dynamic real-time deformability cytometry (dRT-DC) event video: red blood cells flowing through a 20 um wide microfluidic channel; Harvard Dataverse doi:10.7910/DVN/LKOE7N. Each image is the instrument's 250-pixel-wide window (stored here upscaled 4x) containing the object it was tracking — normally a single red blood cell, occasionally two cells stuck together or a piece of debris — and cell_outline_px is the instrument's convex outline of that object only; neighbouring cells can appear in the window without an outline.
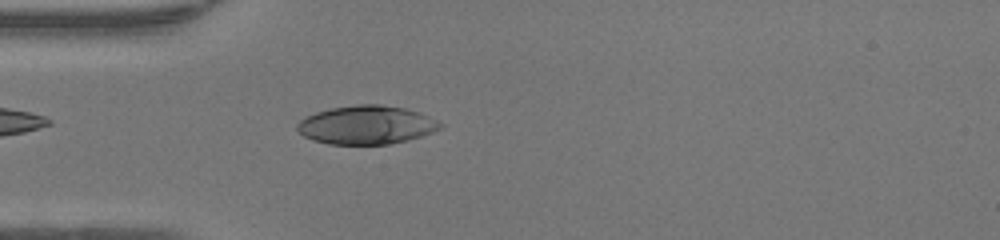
{"species": "human", "species_latin": "Homo sapiens", "temperature_condition": "warm", "stored_images_in_passage": 40, "camera_frame_rate_fps": 3000, "um_per_image_px": 0.085, "donor": {"sex": "female"}, "frame": {"image": 1, "passage_image": 6, "time_ms": 1.667, "image_size_px": [1000, 240], "cell_outline_px": [[444, 124], [440, 128], [432, 132], [408, 140], [388, 144], [328, 144], [312, 140], [304, 136], [296, 128], [296, 124], [300, 120], [316, 112], [332, 108], [356, 104], [380, 104], [404, 108], [420, 112]], "centroid_in_image_um": [31.14, 10.62], "position_along_channel_um": 53.9, "area_um2": 32.08}}
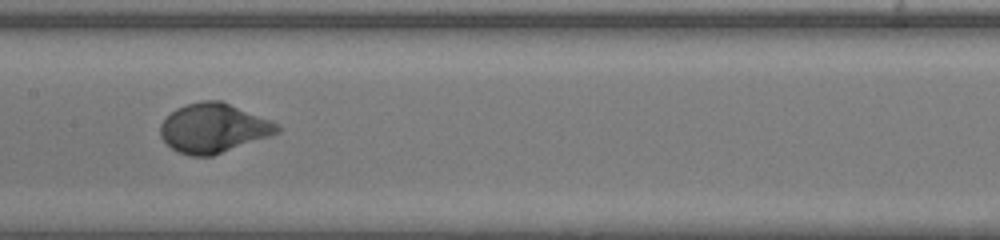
{"frame": {"image": 2, "passage_image": 16, "time_ms": 5.0, "image_size_px": [1000, 240], "cell_outline_px": [[280, 132], [212, 156], [188, 156], [176, 152], [160, 136], [160, 124], [176, 108], [200, 100], [220, 100], [280, 124]], "centroid_in_image_um": [18.13, 10.89], "position_along_channel_um": 189.3, "area_um2": 33.35}}
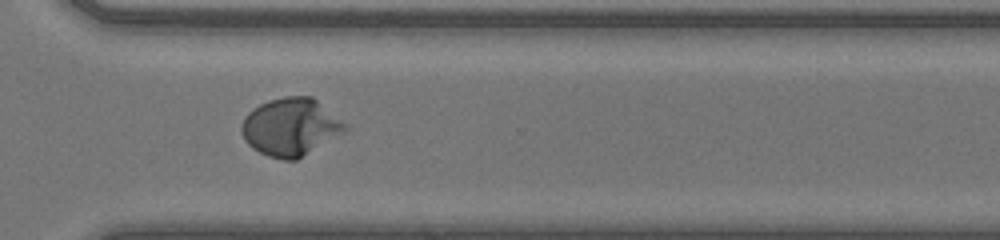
{"frame": {"image": 3, "passage_image": 27, "time_ms": 8.667, "image_size_px": [1000, 240], "cell_outline_px": [[348, 128], [344, 132], [296, 160], [284, 160], [268, 156], [252, 148], [244, 140], [240, 132], [240, 128], [244, 116], [252, 108], [268, 100], [284, 96], [312, 96], [348, 124]], "centroid_in_image_um": [24.68, 10.78], "position_along_channel_um": 345.9, "area_um2": 34.97}, "authors_computed_cell_mechanics": {"area_um2": 32.7437, "velocity_mm_per_s": 4.2524, "shape_relaxation_time_tau1_ms": 2.932, "shape_relaxation_time_tau2_ms": null, "deformation_change_tau1": 0.2338, "deformation_change_tau2": null}}